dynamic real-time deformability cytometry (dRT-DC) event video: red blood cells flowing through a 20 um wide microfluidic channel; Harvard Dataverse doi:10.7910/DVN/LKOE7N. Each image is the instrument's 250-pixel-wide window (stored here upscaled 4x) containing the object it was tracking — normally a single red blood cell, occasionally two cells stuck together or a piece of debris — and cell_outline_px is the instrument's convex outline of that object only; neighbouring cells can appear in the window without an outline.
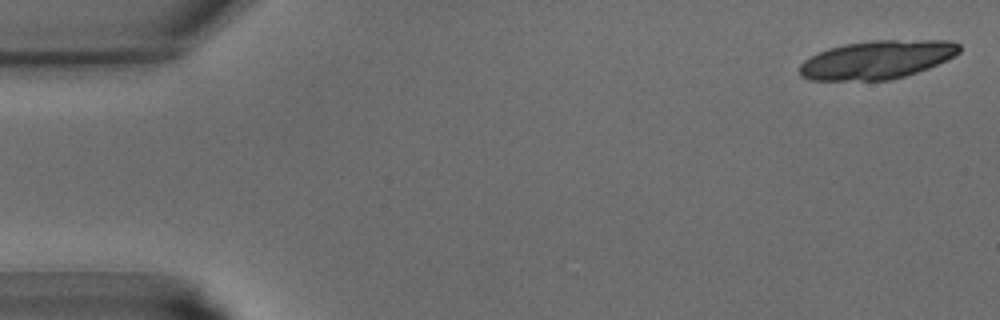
{"species": "common noctule bat (a hibernating species)", "species_latin": "Nyctalus noctula", "temperature_condition": "warm", "stored_images_in_passage": 14, "camera_frame_rate_fps": 3000, "um_per_image_px": 0.085, "animal": {"sex": "male", "body_mass_g": 15.6}, "frame": {"image": 1, "passage_image": 1, "time_ms": 0.0, "image_size_px": [1000, 320], "cell_outline_px": [[960, 52], [928, 68], [904, 76], [888, 80], [808, 80], [800, 76], [800, 64], [804, 60], [828, 48], [844, 44], [872, 40], [952, 40], [960, 44]], "centroid_in_image_um": [74.53, 5.07], "position_along_channel_um": 10.5, "area_um2": 35.6}}